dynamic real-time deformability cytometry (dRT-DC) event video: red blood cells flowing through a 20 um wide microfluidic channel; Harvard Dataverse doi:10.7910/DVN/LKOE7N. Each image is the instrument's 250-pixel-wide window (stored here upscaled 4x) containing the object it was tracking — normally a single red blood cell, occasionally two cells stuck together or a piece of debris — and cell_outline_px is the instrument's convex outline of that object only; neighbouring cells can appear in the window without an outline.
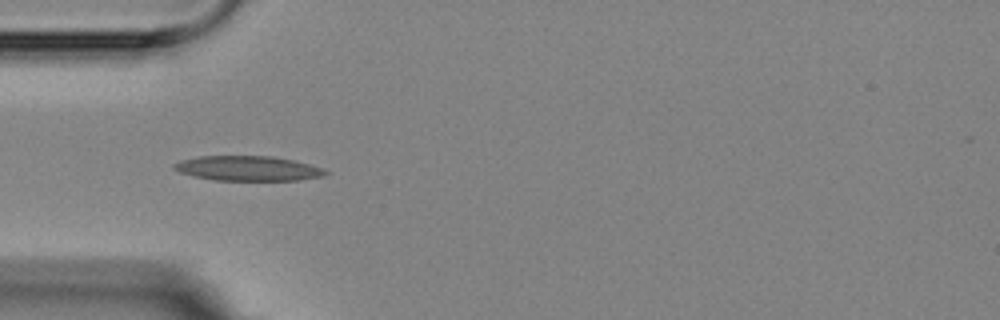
{"species": "Egyptian fruit bat (a non-hibernating species)", "species_latin": "Rousettus aegyptiacus", "temperature_condition": "room temperature", "stored_images_in_passage": 4, "camera_frame_rate_fps": 3000, "um_per_image_px": 0.085, "animal": {"sex": "female"}, "frame": {"image": 1, "passage_image": 3, "time_ms": 3.0, "image_size_px": [1000, 320], "cell_outline_px": [[328, 172], [324, 176], [300, 180], [216, 180], [196, 176], [180, 172], [172, 168], [172, 164], [180, 160], [200, 156], [272, 156], [292, 160], [324, 168]], "centroid_in_image_um": [21.07, 14.31], "position_along_channel_um": 63.9, "area_um2": 21.79}}
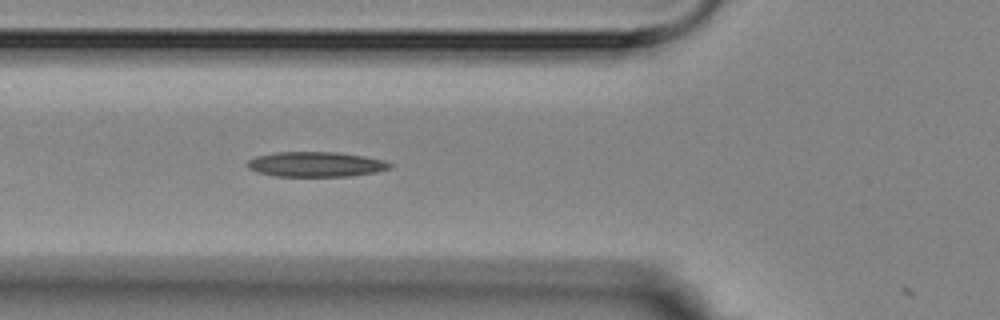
{"frame": {"image": 2, "passage_image": 4, "time_ms": 4.0, "image_size_px": [1000, 320], "cell_outline_px": [[392, 168], [376, 172], [348, 176], [272, 176], [248, 168], [248, 160], [256, 156], [276, 152], [336, 152], [364, 156], [384, 160], [392, 164]], "centroid_in_image_um": [26.87, 13.96], "position_along_channel_um": 98.9, "area_um2": 20.69}}